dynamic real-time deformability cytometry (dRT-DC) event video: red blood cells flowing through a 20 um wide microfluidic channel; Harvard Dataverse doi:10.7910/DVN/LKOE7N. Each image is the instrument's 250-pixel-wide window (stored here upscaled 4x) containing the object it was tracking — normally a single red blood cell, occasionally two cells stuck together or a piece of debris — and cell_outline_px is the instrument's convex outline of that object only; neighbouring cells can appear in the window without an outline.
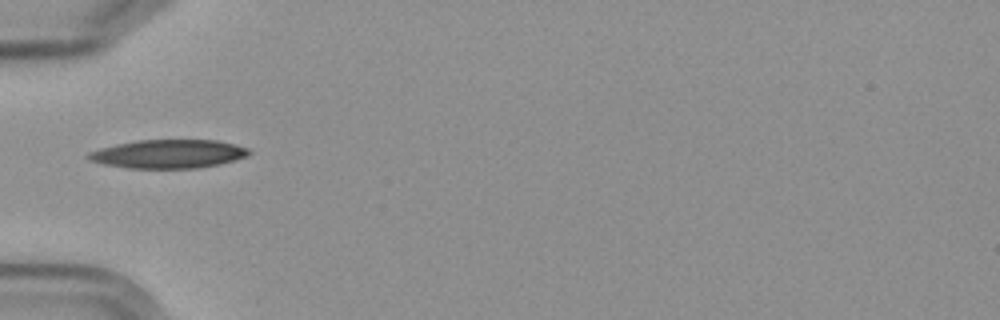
{"species": "Egyptian fruit bat (a non-hibernating species)", "species_latin": "Rousettus aegyptiacus", "temperature_condition": "cold", "stored_images_in_passage": 2, "camera_frame_rate_fps": 3000, "um_per_image_px": 0.085, "frame": {"image": 1, "passage_image": 1, "time_ms": 0.0, "image_size_px": [1000, 320], "cell_outline_px": [[252, 152], [248, 156], [220, 164], [196, 168], [128, 168], [104, 164], [88, 160], [84, 156], [88, 152], [100, 148], [116, 144], [136, 140], [216, 140], [236, 144], [248, 148]], "centroid_in_image_um": [14.3, 13.08], "position_along_channel_um": 70.7, "area_um2": 26.93}}
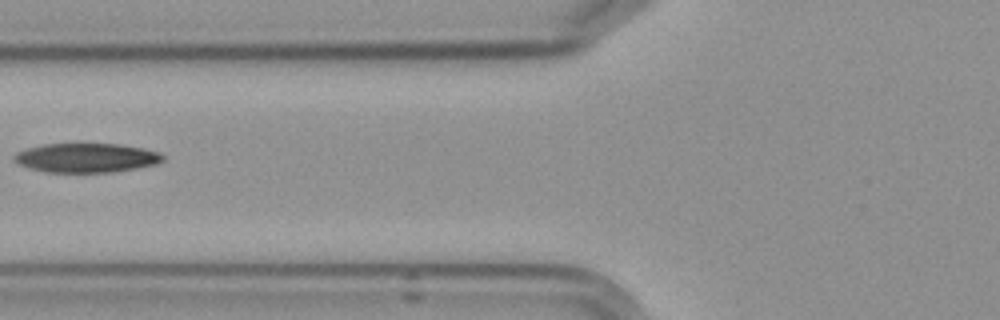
{"frame": {"image": 2, "passage_image": 2, "time_ms": 1.333, "image_size_px": [1000, 320], "cell_outline_px": [[164, 160], [156, 164], [112, 172], [48, 172], [32, 168], [20, 164], [12, 156], [16, 152], [28, 148], [44, 144], [80, 140], [120, 144], [144, 148], [160, 152], [164, 156]], "centroid_in_image_um": [7.36, 13.35], "position_along_channel_um": 118.4, "area_um2": 26.18}}